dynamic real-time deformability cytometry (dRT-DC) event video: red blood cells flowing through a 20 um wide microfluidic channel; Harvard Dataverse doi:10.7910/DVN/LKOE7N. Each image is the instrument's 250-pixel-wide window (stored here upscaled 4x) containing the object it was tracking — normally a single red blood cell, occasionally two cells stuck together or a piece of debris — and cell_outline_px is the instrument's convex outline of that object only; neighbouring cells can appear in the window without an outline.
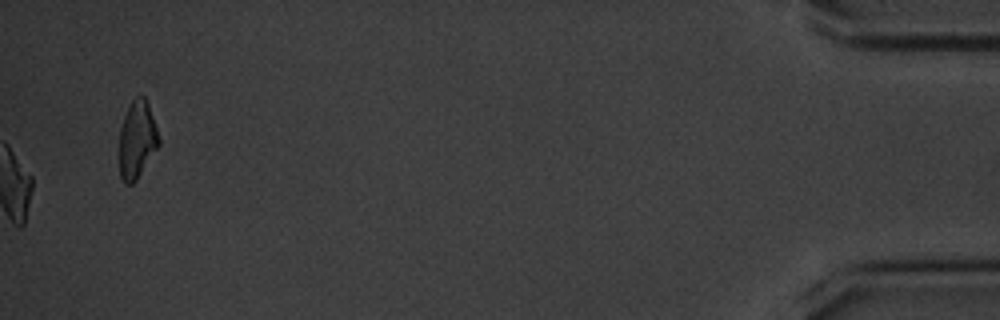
{"species": "common noctule bat (a hibernating species)", "species_latin": "Nyctalus noctula", "temperature_condition": "cold", "stored_images_in_passage": 54, "camera_frame_rate_fps": 3000, "um_per_image_px": 0.085, "animal": {"sex": "male", "body_mass_g": 20.1, "forearm_length_mm": 53.5}, "frame": {"image": 1, "passage_image": 54, "time_ms": 17.667, "image_size_px": [1000, 320], "cell_outline_px": [[160, 144], [136, 180], [132, 184], [124, 184], [120, 176], [120, 128], [124, 116], [132, 100], [136, 96], [144, 96], [148, 104], [160, 140]], "centroid_in_image_um": [11.64, 11.89], "position_along_channel_um": 423.6, "area_um2": 17.57}, "authors_computed_cell_mechanics": {"area_um2": 18.496, "velocity_mm_per_s": 3.5438, "shape_relaxation_time_tau1_ms": 3.8442, "shape_relaxation_time_tau2_ms": 5.607, "deformation_change_tau1": 0.1252, "deformation_change_tau2": 0.1491}}